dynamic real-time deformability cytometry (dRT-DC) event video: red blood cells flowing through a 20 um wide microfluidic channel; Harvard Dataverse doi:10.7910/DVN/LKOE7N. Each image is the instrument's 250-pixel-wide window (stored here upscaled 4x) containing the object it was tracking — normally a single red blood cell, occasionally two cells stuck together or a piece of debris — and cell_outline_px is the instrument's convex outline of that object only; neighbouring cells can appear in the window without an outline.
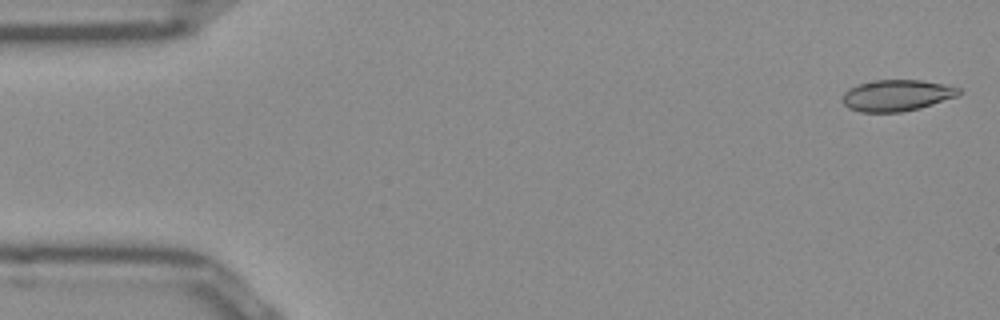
{"species": "Egyptian fruit bat (a non-hibernating species)", "species_latin": "Rousettus aegyptiacus", "temperature_condition": "room temperature", "stored_images_in_passage": 49, "camera_frame_rate_fps": 3000, "um_per_image_px": 0.085, "frame": {"image": 1, "passage_image": 1, "time_ms": 0.0, "image_size_px": [1000, 320], "cell_outline_px": [[960, 92], [956, 96], [920, 108], [900, 112], [860, 112], [848, 108], [844, 104], [844, 92], [848, 88], [860, 84], [876, 80], [920, 80], [944, 84], [960, 88]], "centroid_in_image_um": [76.21, 8.11], "position_along_channel_um": 8.8, "area_um2": 20.98}}
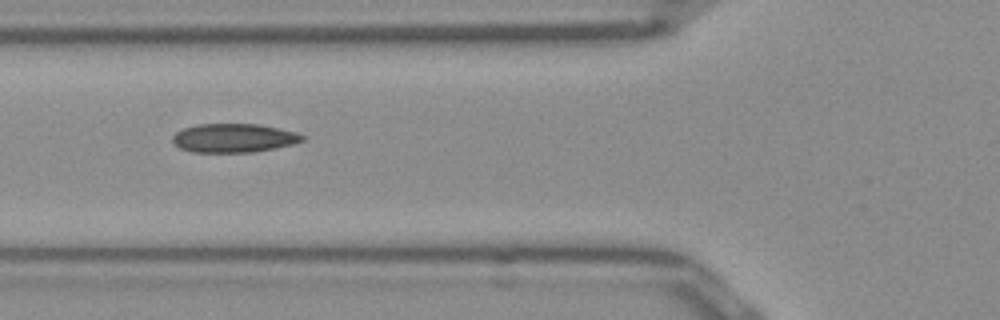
{"frame": {"image": 2, "passage_image": 18, "time_ms": 5.667, "image_size_px": [1000, 320], "cell_outline_px": [[304, 140], [292, 144], [252, 152], [192, 152], [180, 148], [172, 140], [172, 136], [176, 132], [184, 128], [196, 124], [260, 124], [296, 132], [304, 136]], "centroid_in_image_um": [19.85, 11.72], "position_along_channel_um": 106.0, "area_um2": 21.62}}
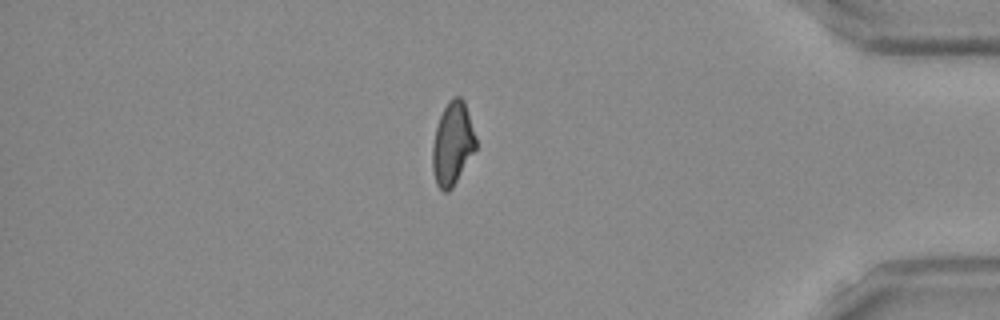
{"frame": {"image": 3, "passage_image": 43, "time_ms": 14.0, "image_size_px": [1000, 320], "cell_outline_px": [[476, 148], [452, 188], [448, 192], [444, 192], [436, 184], [432, 168], [432, 148], [436, 128], [440, 116], [448, 100], [452, 96], [460, 96], [464, 100], [476, 136]], "centroid_in_image_um": [38.46, 12.19], "position_along_channel_um": 396.7, "area_um2": 20.92}, "authors_computed_cell_mechanics": {"area_um2": 21.386, "velocity_mm_per_s": 3.9256, "shape_relaxation_time_tau1_ms": null, "shape_relaxation_time_tau2_ms": 3.0745, "deformation_change_tau1": null, "deformation_change_tau2": 0.0894}}